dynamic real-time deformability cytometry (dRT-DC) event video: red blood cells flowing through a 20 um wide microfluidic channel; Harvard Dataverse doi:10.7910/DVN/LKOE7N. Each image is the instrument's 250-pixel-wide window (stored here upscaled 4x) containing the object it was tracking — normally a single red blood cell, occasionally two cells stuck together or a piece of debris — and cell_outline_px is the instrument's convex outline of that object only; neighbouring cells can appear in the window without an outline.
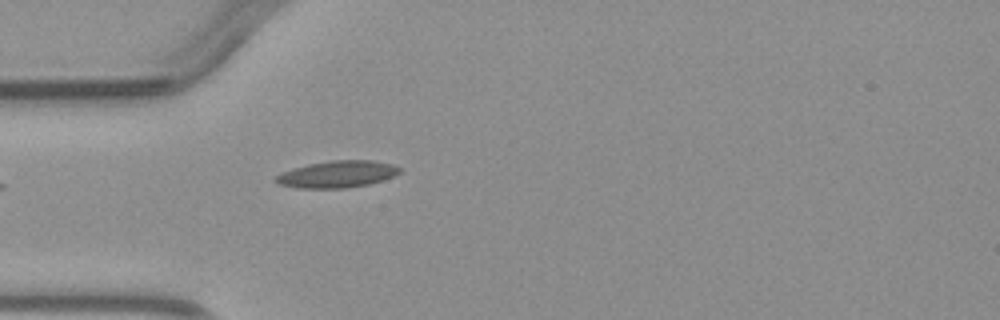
{"species": "common noctule bat (a hibernating species)", "species_latin": "Nyctalus noctula", "temperature_condition": "warm", "stored_images_in_passage": 2, "camera_frame_rate_fps": 3000, "um_per_image_px": 0.085, "animal": {"sex": "male", "body_mass_g": 23.1, "forearm_length_mm": 52.7}, "frame": {"image": 1, "passage_image": 2, "time_ms": 2.333, "image_size_px": [1000, 320], "cell_outline_px": [[400, 172], [392, 176], [368, 184], [344, 188], [296, 188], [280, 184], [272, 180], [276, 176], [284, 172], [308, 164], [332, 160], [372, 160], [392, 164], [400, 168]], "centroid_in_image_um": [28.65, 14.8], "position_along_channel_um": 56.4, "area_um2": 19.07}}